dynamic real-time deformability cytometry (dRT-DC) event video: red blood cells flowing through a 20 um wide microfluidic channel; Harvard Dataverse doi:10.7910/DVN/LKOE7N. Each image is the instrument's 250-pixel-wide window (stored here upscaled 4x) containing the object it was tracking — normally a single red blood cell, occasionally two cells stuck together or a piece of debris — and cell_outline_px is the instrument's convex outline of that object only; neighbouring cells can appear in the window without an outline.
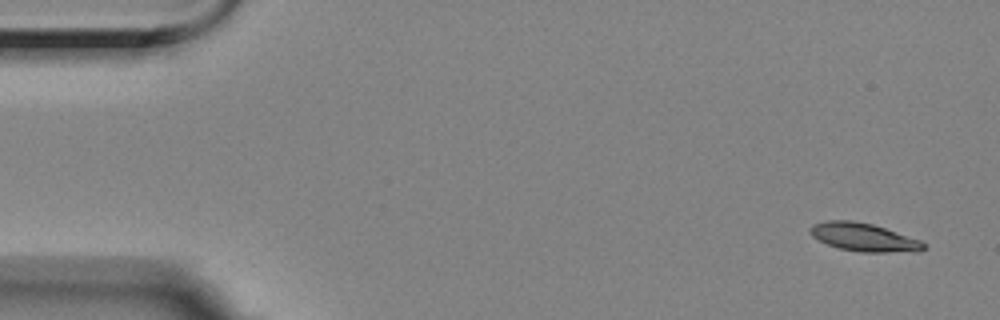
{"species": "Egyptian fruit bat (a non-hibernating species)", "species_latin": "Rousettus aegyptiacus", "temperature_condition": "room temperature", "stored_images_in_passage": 56, "camera_frame_rate_fps": 3000, "um_per_image_px": 0.085, "animal": {"sex": "female"}, "frame": {"image": 1, "passage_image": 1, "time_ms": 0.0, "image_size_px": [1000, 320], "cell_outline_px": [[924, 248], [916, 252], [864, 252], [840, 248], [828, 244], [812, 236], [808, 228], [812, 224], [828, 220], [852, 220], [872, 224], [920, 240], [924, 244]], "centroid_in_image_um": [73.39, 20.15], "position_along_channel_um": 11.6, "area_um2": 18.38}}
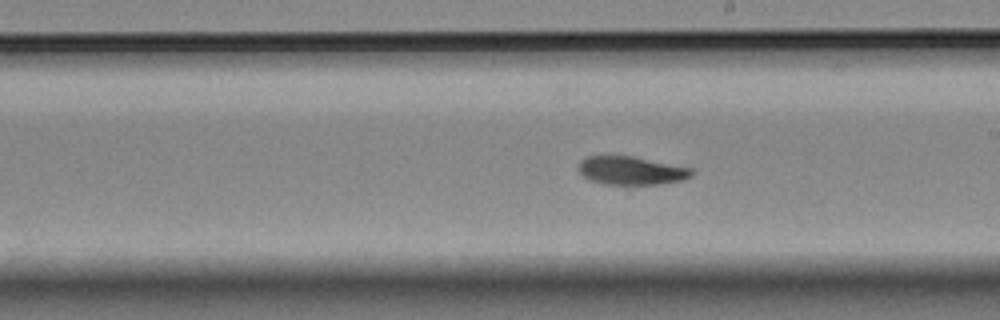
{"frame": {"image": 2, "passage_image": 30, "time_ms": 9.667, "image_size_px": [1000, 320], "cell_outline_px": [[692, 176], [680, 180], [656, 184], [604, 184], [588, 180], [580, 172], [580, 160], [588, 156], [632, 156], [692, 168]], "centroid_in_image_um": [53.63, 14.5], "position_along_channel_um": 235.4, "area_um2": 18.38}}
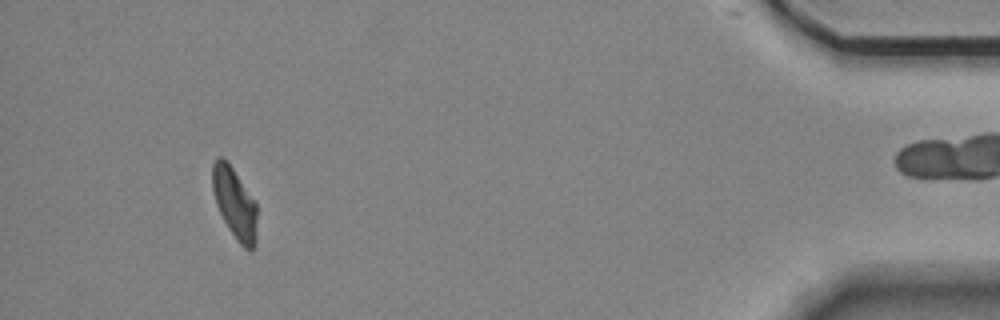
{"frame": {"image": 3, "passage_image": 51, "time_ms": 16.667, "image_size_px": [1000, 320], "cell_outline_px": [[256, 244], [252, 248], [244, 248], [236, 240], [228, 228], [216, 204], [212, 188], [212, 164], [216, 156], [220, 156], [232, 168], [256, 204]], "centroid_in_image_um": [19.92, 17.28], "position_along_channel_um": 415.3, "area_um2": 18.03}, "authors_computed_cell_mechanics": {"area_um2": 18.7561, "velocity_mm_per_s": 3.5073, "shape_relaxation_time_tau1_ms": 5.1049, "shape_relaxation_time_tau2_ms": null, "deformation_change_tau1": 0.1685, "deformation_change_tau2": null}}